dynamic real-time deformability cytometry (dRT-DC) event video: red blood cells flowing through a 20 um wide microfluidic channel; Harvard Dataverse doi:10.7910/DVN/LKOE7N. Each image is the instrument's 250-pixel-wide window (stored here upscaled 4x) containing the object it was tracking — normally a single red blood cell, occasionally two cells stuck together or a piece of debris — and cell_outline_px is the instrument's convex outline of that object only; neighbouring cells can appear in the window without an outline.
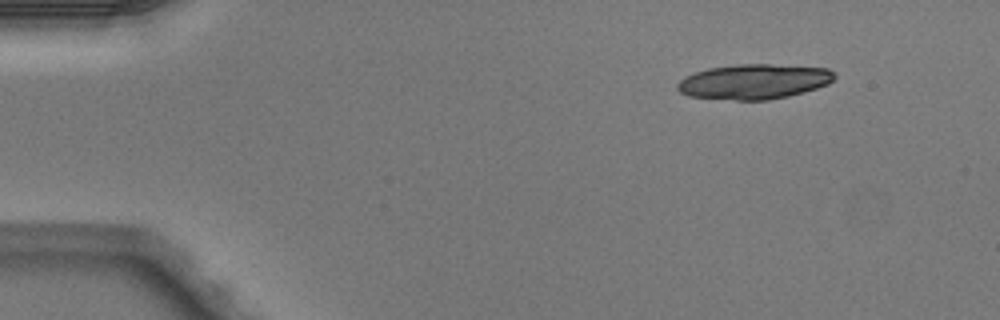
{"species": "Egyptian fruit bat (a non-hibernating species)", "species_latin": "Rousettus aegyptiacus", "temperature_condition": "warm", "stored_images_in_passage": 4, "camera_frame_rate_fps": 3000, "um_per_image_px": 0.085, "animal": {"sex": "male"}, "frame": {"image": 1, "passage_image": 1, "time_ms": 0.0, "image_size_px": [1000, 320], "cell_outline_px": [[836, 76], [828, 84], [804, 92], [788, 96], [768, 100], [736, 100], [688, 96], [680, 92], [676, 88], [676, 84], [684, 76], [708, 68], [736, 64], [768, 64], [828, 68]], "centroid_in_image_um": [64.06, 6.93], "position_along_channel_um": 20.9, "area_um2": 32.02}}
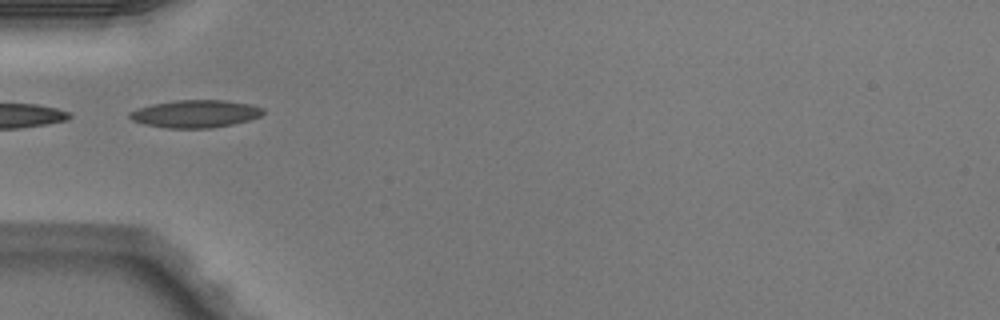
{"frame": {"image": 2, "passage_image": 4, "time_ms": 1.0, "image_size_px": [1000, 320], "cell_outline_px": [[264, 112], [260, 116], [248, 120], [232, 124], [212, 128], [168, 128], [144, 124], [132, 120], [128, 116], [128, 112], [136, 108], [152, 104], [176, 100], [224, 100], [252, 104], [264, 108]], "centroid_in_image_um": [16.59, 9.66], "position_along_channel_um": 68.4, "area_um2": 21.56}}